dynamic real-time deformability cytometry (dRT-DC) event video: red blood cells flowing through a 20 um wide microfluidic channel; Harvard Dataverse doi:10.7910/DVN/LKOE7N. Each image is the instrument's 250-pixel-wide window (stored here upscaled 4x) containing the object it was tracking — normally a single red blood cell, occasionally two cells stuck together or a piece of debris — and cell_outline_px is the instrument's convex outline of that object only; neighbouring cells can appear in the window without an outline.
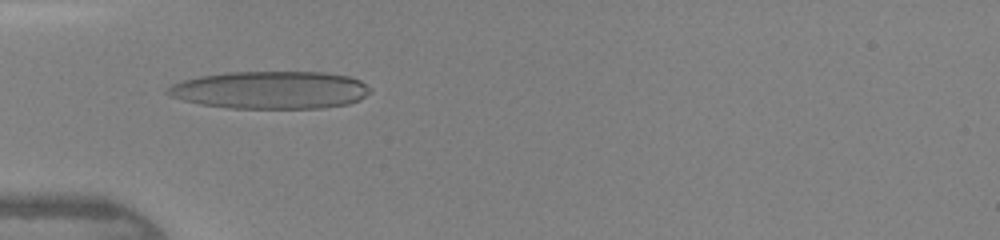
{"species": "human", "species_latin": "Homo sapiens", "temperature_condition": "warm", "stored_images_in_passage": 30, "camera_frame_rate_fps": 3000, "um_per_image_px": 0.085, "donor": {"sex": "female"}, "frame": {"image": 1, "passage_image": 1, "time_ms": 0.0, "image_size_px": [1000, 240], "cell_outline_px": [[372, 92], [360, 100], [348, 104], [324, 108], [228, 108], [200, 104], [184, 100], [172, 96], [164, 92], [172, 84], [184, 80], [200, 76], [224, 72], [324, 72], [348, 76], [360, 80], [372, 88]], "centroid_in_image_um": [23.04, 7.65], "position_along_channel_um": 62.0, "area_um2": 44.68}}
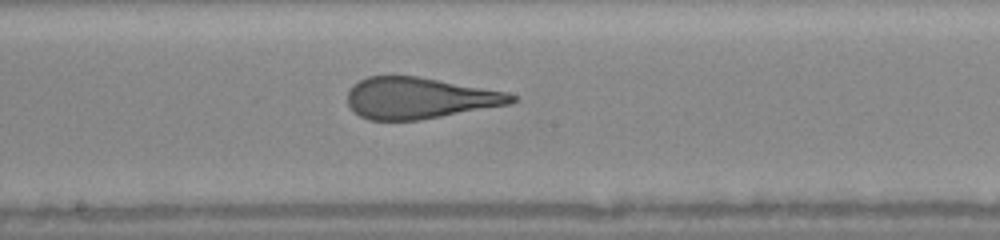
{"frame": {"image": 2, "passage_image": 11, "time_ms": 3.333, "image_size_px": [1000, 240], "cell_outline_px": [[520, 100], [512, 104], [420, 120], [368, 120], [360, 116], [348, 104], [348, 92], [352, 84], [368, 76], [416, 76], [508, 92], [516, 96]], "centroid_in_image_um": [35.69, 8.34], "position_along_channel_um": 212.5, "area_um2": 39.54}}
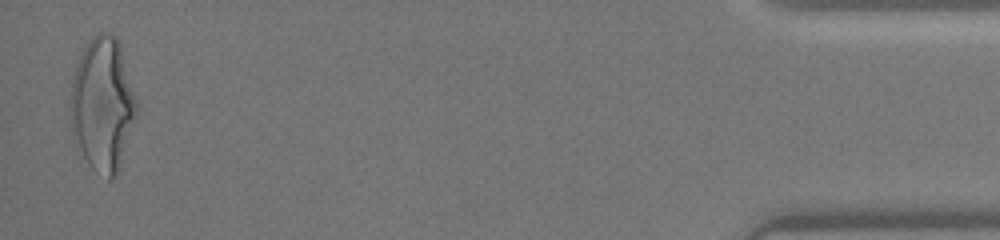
{"frame": {"image": 3, "passage_image": 30, "time_ms": 9.667, "image_size_px": [1000, 240], "cell_outline_px": [[136, 116], [120, 164], [112, 180], [108, 180], [92, 168], [88, 164], [72, 132], [72, 80], [76, 64], [84, 48], [92, 36], [100, 32], [112, 32], [120, 40], [136, 100]], "centroid_in_image_um": [8.74, 8.81], "position_along_channel_um": 426.5, "area_um2": 50.69}}